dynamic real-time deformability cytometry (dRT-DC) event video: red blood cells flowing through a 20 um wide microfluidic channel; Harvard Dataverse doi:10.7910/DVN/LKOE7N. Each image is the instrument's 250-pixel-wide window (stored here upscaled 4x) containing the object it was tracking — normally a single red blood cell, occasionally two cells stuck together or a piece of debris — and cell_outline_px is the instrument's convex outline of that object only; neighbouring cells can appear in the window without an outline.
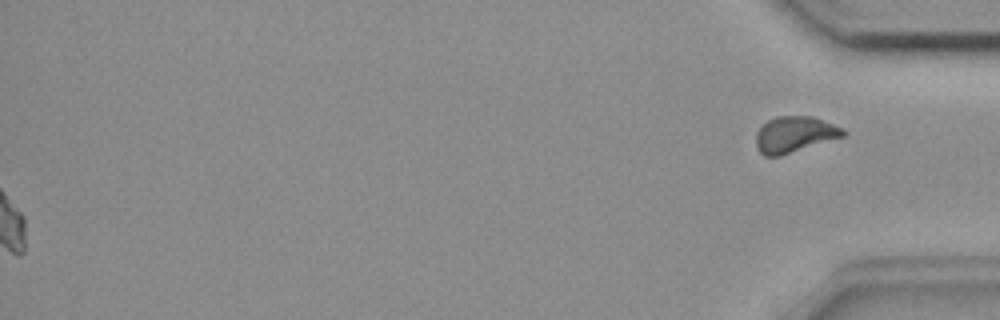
{"species": "common noctule bat (a hibernating species)", "species_latin": "Nyctalus noctula", "temperature_condition": "room temperature", "stored_images_in_passage": 57, "segment_of_instrument_passage": [2, 2], "camera_frame_rate_fps": 3000, "um_per_image_px": 0.085, "animal": {"sex": "female", "body_mass_g": 18.4}, "frame": {"image": 1, "passage_image": 57, "time_ms": 18.667, "image_size_px": [1000, 320], "cell_outline_px": [[844, 136], [780, 156], [764, 156], [756, 148], [756, 132], [768, 120], [776, 116], [812, 116], [844, 128]], "centroid_in_image_um": [67.51, 11.43], "position_along_channel_um": 367.7, "area_um2": 18.21}}